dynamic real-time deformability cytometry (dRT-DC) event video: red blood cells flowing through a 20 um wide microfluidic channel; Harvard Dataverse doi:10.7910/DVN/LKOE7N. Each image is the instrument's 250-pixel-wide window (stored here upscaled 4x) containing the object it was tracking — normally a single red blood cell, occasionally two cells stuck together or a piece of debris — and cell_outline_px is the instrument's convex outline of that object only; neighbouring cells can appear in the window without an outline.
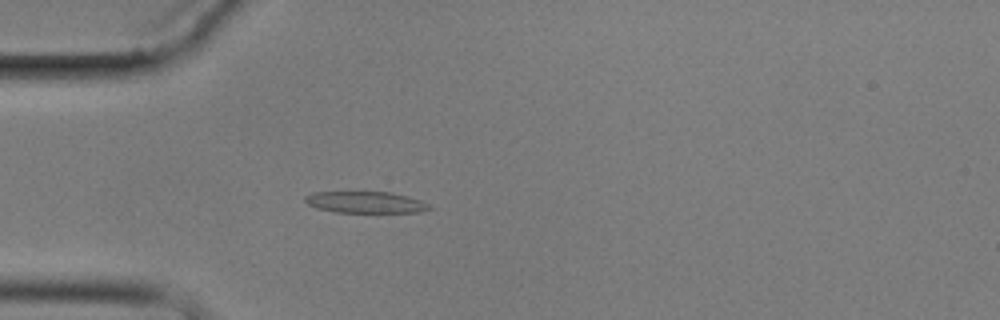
{"species": "common noctule bat (a hibernating species)", "species_latin": "Nyctalus noctula", "temperature_condition": "cold", "stored_images_in_passage": 1, "camera_frame_rate_fps": 3000, "um_per_image_px": 0.085, "animal": {"sex": "male", "body_mass_g": 17.9}, "frame": {"image": 1, "passage_image": 1, "time_ms": 0.0, "image_size_px": [1000, 320], "cell_outline_px": [[432, 208], [420, 212], [336, 212], [316, 208], [308, 204], [304, 200], [304, 196], [312, 192], [388, 192], [408, 196], [420, 200], [428, 204]], "centroid_in_image_um": [31.04, 17.19], "position_along_channel_um": 54.0, "area_um2": 15.49}}